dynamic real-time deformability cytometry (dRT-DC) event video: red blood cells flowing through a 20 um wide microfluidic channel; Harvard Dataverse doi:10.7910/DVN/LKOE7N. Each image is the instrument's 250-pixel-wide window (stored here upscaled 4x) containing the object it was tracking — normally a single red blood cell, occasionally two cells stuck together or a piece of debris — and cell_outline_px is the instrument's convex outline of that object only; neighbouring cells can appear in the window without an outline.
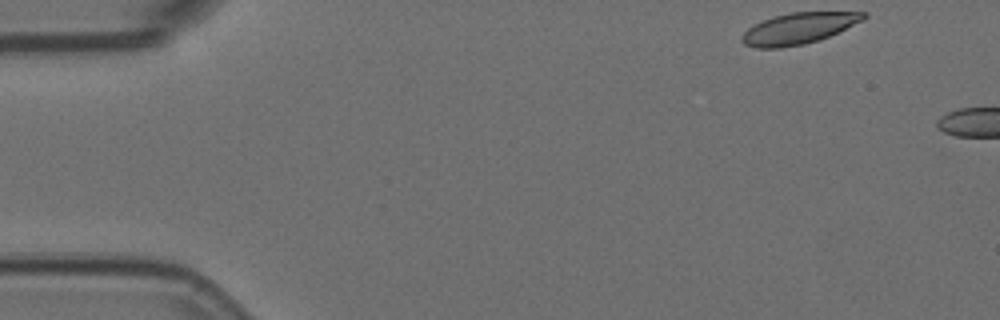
{"species": "Egyptian fruit bat (a non-hibernating species)", "species_latin": "Rousettus aegyptiacus", "temperature_condition": "room temperature", "stored_images_in_passage": 2, "camera_frame_rate_fps": 3000, "um_per_image_px": 0.085, "animal": {"sex": "female"}, "frame": {"image": 1, "passage_image": 1, "time_ms": 0.0, "image_size_px": [1000, 320], "cell_outline_px": [[868, 16], [864, 20], [820, 40], [804, 44], [780, 48], [756, 48], [744, 44], [740, 40], [740, 36], [748, 28], [772, 16], [792, 12], [868, 12]], "centroid_in_image_um": [67.88, 2.42], "position_along_channel_um": 17.1, "area_um2": 22.14}}